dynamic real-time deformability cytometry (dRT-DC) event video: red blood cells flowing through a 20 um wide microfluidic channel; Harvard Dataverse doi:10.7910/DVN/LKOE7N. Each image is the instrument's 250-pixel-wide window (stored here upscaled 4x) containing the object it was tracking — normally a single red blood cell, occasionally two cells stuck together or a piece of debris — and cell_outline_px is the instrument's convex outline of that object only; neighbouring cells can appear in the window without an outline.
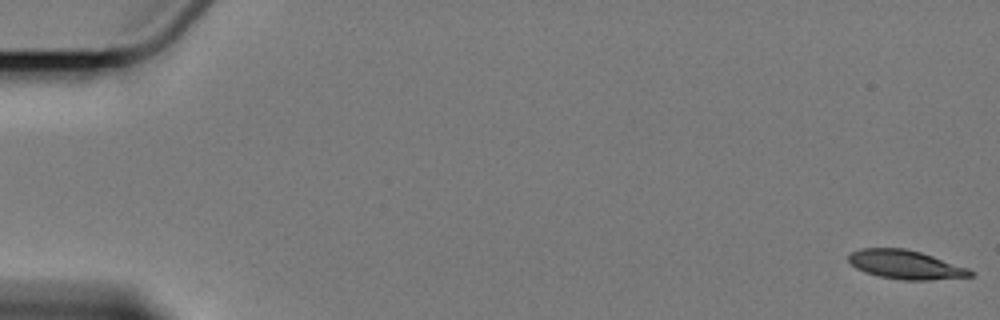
{"species": "Egyptian fruit bat (a non-hibernating species)", "species_latin": "Rousettus aegyptiacus", "temperature_condition": "cold", "stored_images_in_passage": 7, "camera_frame_rate_fps": 3000, "um_per_image_px": 0.085, "animal": {"sex": "female"}, "frame": {"image": 1, "passage_image": 1, "time_ms": 0.0, "image_size_px": [1000, 320], "cell_outline_px": [[976, 272], [972, 276], [928, 280], [904, 280], [880, 276], [864, 272], [856, 268], [848, 260], [848, 256], [852, 252], [860, 248], [904, 248], [920, 252], [968, 268]], "centroid_in_image_um": [76.97, 22.49], "position_along_channel_um": 8.0, "area_um2": 20.29}}
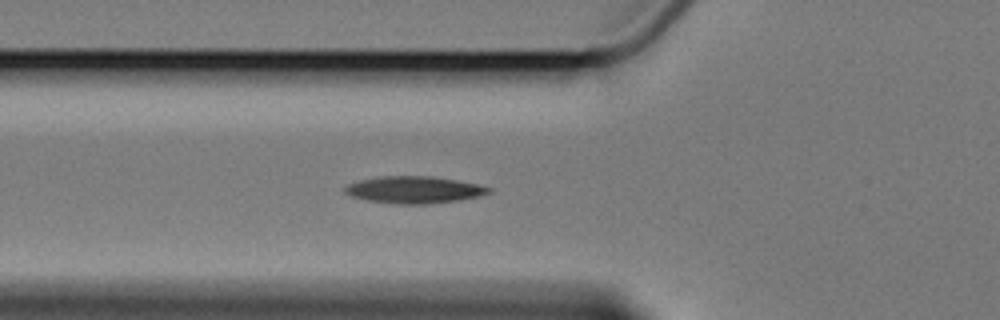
{"frame": {"image": 2, "passage_image": 7, "time_ms": 7.0, "image_size_px": [1000, 320], "cell_outline_px": [[492, 192], [480, 196], [460, 200], [424, 204], [396, 204], [368, 200], [352, 196], [344, 192], [344, 188], [348, 184], [360, 180], [384, 176], [432, 176], [456, 180], [476, 184], [492, 188]], "centroid_in_image_um": [35.22, 16.13], "position_along_channel_um": 90.6, "area_um2": 22.48}}